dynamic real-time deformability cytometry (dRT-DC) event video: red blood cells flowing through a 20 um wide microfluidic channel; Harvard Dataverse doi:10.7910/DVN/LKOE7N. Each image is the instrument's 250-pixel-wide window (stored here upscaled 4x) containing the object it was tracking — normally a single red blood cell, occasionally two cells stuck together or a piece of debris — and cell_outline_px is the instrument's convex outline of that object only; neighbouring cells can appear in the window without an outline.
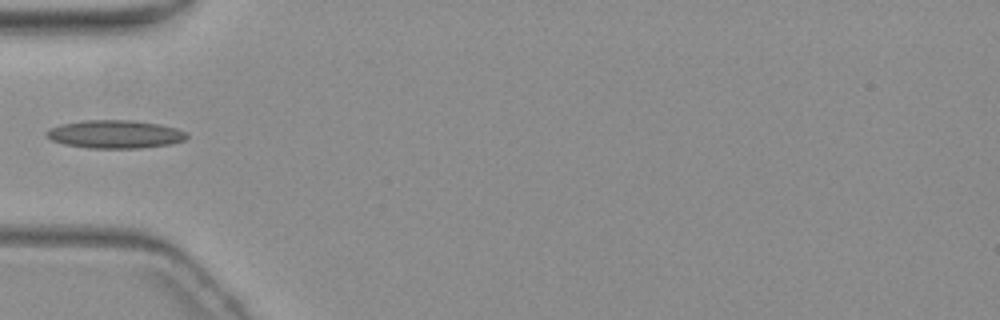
{"species": "common noctule bat (a hibernating species)", "species_latin": "Nyctalus noctula", "temperature_condition": "warm", "stored_images_in_passage": 7, "camera_frame_rate_fps": 3000, "um_per_image_px": 0.085, "animal": {"sex": "female", "body_mass_g": 19.3, "forearm_length_mm": 54.1}, "frame": {"image": 1, "passage_image": 6, "time_ms": 6.0, "image_size_px": [1000, 320], "cell_outline_px": [[188, 136], [184, 140], [172, 144], [140, 148], [88, 148], [64, 144], [52, 140], [44, 136], [44, 132], [48, 128], [60, 124], [84, 120], [132, 120], [156, 124], [176, 128], [184, 132]], "centroid_in_image_um": [9.71, 11.41], "position_along_channel_um": 75.3, "area_um2": 23.06}}
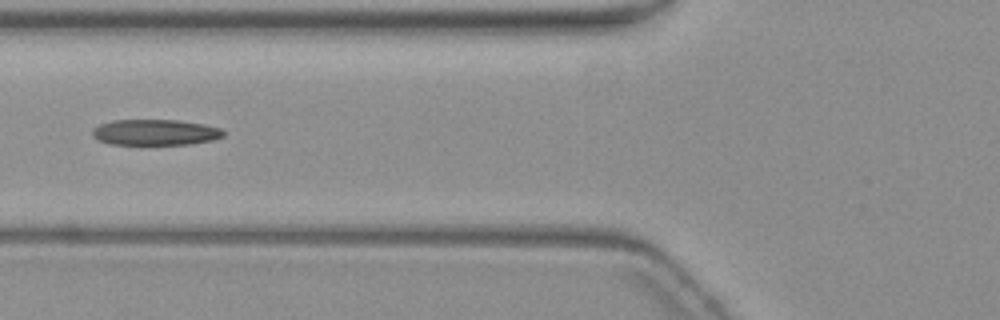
{"frame": {"image": 2, "passage_image": 7, "time_ms": 7.0, "image_size_px": [1000, 320], "cell_outline_px": [[224, 136], [212, 140], [188, 144], [108, 144], [92, 136], [92, 128], [100, 124], [112, 120], [176, 120], [204, 124], [220, 128], [224, 132]], "centroid_in_image_um": [13.17, 11.24], "position_along_channel_um": 112.6, "area_um2": 19.65}}